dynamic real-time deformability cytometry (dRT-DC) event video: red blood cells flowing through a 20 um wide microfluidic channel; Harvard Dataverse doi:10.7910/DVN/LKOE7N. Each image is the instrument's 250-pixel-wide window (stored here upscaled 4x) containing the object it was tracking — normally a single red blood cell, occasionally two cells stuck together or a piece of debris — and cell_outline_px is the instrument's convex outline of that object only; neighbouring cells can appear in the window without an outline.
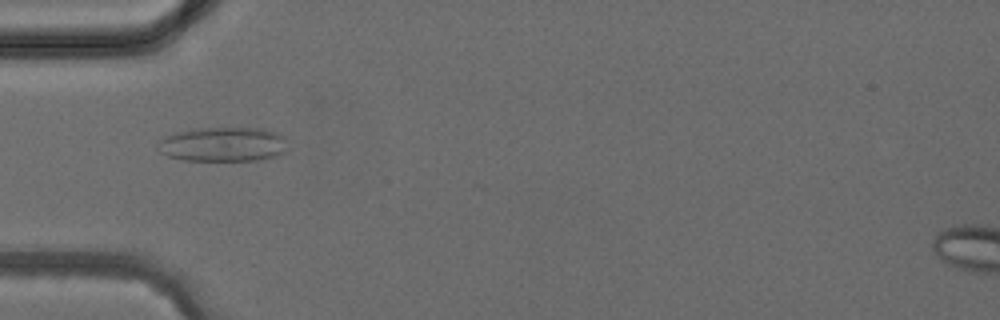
{"species": "common noctule bat (a hibernating species)", "species_latin": "Nyctalus noctula", "temperature_condition": "cold", "stored_images_in_passage": 5, "camera_frame_rate_fps": 3000, "um_per_image_px": 0.085, "animal": {"sex": "female", "body_mass_g": 24.6, "forearm_length_mm": 56.2}, "frame": {"image": 1, "passage_image": 4, "time_ms": 3.667, "image_size_px": [1000, 320], "cell_outline_px": [[288, 148], [280, 156], [256, 160], [184, 160], [168, 156], [160, 152], [156, 148], [156, 144], [164, 136], [176, 132], [196, 128], [264, 128], [280, 132], [288, 140]], "centroid_in_image_um": [19.01, 12.26], "position_along_channel_um": 66.0, "area_um2": 26.65}}